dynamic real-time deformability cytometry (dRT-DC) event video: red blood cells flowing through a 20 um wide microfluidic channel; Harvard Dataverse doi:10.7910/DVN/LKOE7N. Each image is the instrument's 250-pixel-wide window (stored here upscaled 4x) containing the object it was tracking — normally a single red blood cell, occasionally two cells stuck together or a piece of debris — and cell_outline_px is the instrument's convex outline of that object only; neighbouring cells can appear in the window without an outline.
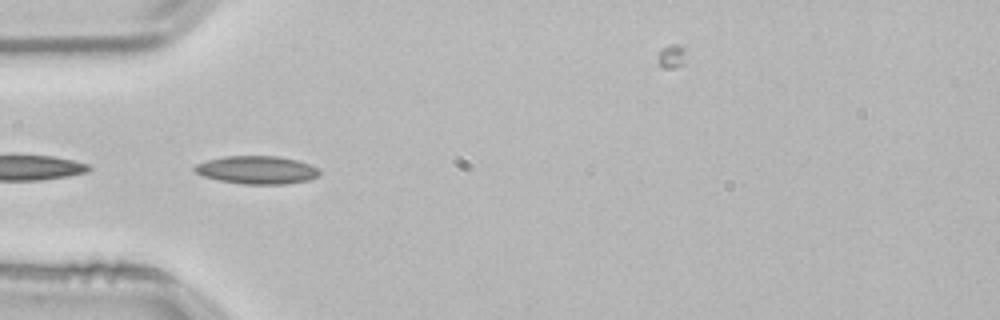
{"species": "common noctule bat (a hibernating species)", "species_latin": "Nyctalus noctula", "temperature_condition": "room temperature", "stored_images_in_passage": 6, "camera_frame_rate_fps": 3000, "um_per_image_px": 0.085, "animal": {"sex": "male", "body_mass_g": 21.5, "forearm_length_mm": 52.0}, "frame": {"image": 1, "passage_image": 3, "time_ms": 0.667, "image_size_px": [1000, 320], "cell_outline_px": [[320, 176], [308, 180], [284, 184], [244, 184], [220, 180], [204, 176], [196, 172], [192, 168], [196, 164], [208, 160], [224, 156], [276, 156], [296, 160], [320, 168]], "centroid_in_image_um": [21.86, 14.44], "position_along_channel_um": 63.1, "area_um2": 20.29}}